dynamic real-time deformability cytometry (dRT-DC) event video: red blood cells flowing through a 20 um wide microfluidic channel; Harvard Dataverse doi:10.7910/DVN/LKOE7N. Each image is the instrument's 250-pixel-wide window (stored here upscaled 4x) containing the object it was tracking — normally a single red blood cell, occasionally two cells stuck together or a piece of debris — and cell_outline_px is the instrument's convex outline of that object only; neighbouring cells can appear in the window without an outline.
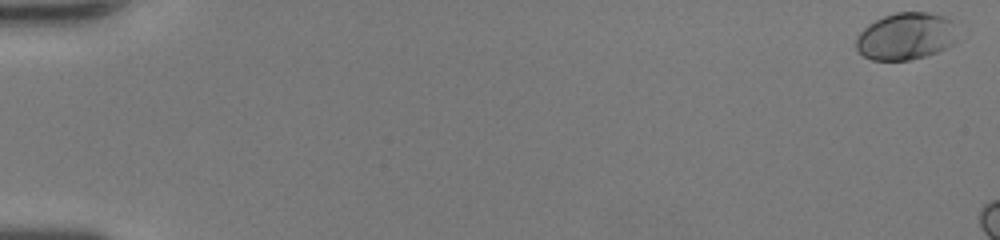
{"species": "human", "species_latin": "Homo sapiens", "temperature_condition": "room temperature", "stored_images_in_passage": 10, "camera_frame_rate_fps": 3000, "um_per_image_px": 0.085, "donor": {"sex": "female"}, "frame": {"image": 1, "passage_image": 1, "time_ms": 0.0, "image_size_px": [1000, 240], "cell_outline_px": [[956, 40], [952, 44], [936, 52], [924, 56], [908, 60], [872, 60], [864, 56], [856, 48], [856, 36], [868, 24], [884, 16], [896, 12], [928, 12], [944, 16], [948, 20]], "centroid_in_image_um": [76.92, 3.09], "position_along_channel_um": 8.1, "area_um2": 27.34}}